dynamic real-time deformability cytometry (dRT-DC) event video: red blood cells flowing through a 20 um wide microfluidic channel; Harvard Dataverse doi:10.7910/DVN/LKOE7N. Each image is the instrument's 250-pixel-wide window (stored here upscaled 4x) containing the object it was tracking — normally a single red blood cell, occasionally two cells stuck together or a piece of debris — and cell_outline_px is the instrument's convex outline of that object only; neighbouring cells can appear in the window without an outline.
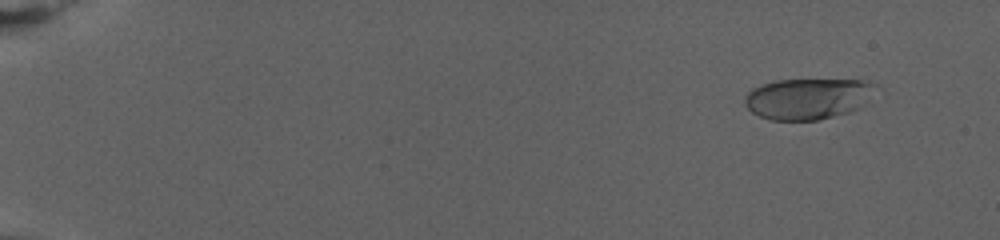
{"species": "human", "species_latin": "Homo sapiens", "temperature_condition": "warm", "stored_images_in_passage": 82, "camera_frame_rate_fps": 3000, "um_per_image_px": 0.085, "donor": {"sex": "female"}, "frame": {"image": 1, "passage_image": 9, "time_ms": 2.667, "image_size_px": [1000, 240], "cell_outline_px": [[876, 84], [856, 108], [848, 112], [816, 120], [772, 120], [760, 116], [752, 112], [744, 104], [744, 96], [752, 88], [776, 80], [860, 80]], "centroid_in_image_um": [68.53, 8.38], "position_along_channel_um": 16.5, "area_um2": 30.35}}
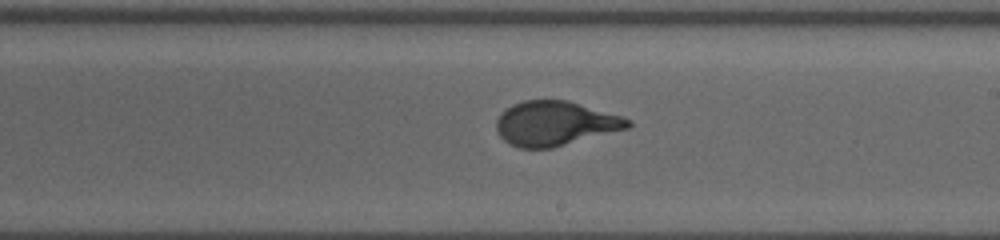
{"frame": {"image": 2, "passage_image": 52, "time_ms": 17.0, "image_size_px": [1000, 240], "cell_outline_px": [[632, 124], [628, 128], [552, 148], [516, 148], [508, 144], [496, 132], [496, 120], [512, 104], [524, 100], [568, 100], [624, 116], [632, 120]], "centroid_in_image_um": [47.2, 10.49], "position_along_channel_um": 241.8, "area_um2": 34.22}}
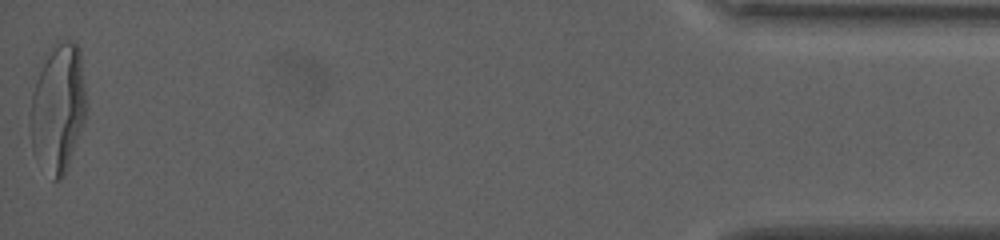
{"frame": {"image": 3, "passage_image": 82, "time_ms": 27.0, "image_size_px": [1000, 240], "cell_outline_px": [[88, 108], [84, 120], [64, 176], [60, 180], [52, 180], [32, 148], [32, 92], [36, 80], [56, 40], [76, 40], [80, 48]], "centroid_in_image_um": [4.99, 9.13], "position_along_channel_um": 430.2, "area_um2": 41.21}, "authors_computed_cell_mechanics": {"area_um2": 33.4084, "velocity_mm_per_s": 2.6909, "shape_relaxation_time_tau1_ms": 5.5555, "shape_relaxation_time_tau2_ms": null, "deformation_change_tau1": 0.2542, "deformation_change_tau2": null}}